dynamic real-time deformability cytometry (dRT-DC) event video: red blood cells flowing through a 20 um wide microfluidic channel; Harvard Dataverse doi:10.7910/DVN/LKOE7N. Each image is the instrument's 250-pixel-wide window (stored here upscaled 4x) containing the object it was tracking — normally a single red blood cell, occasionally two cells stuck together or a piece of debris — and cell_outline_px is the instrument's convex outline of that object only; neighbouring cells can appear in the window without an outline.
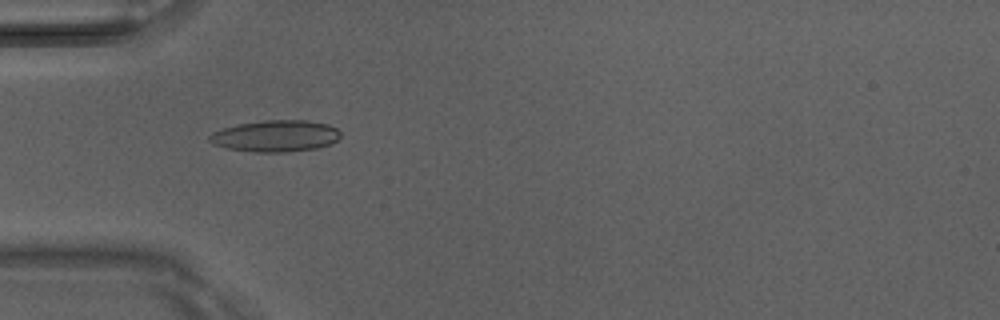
{"species": "Egyptian fruit bat (a non-hibernating species)", "species_latin": "Rousettus aegyptiacus", "temperature_condition": "room temperature", "stored_images_in_passage": 50, "camera_frame_rate_fps": 3000, "um_per_image_px": 0.085, "animal": {"sex": "male"}, "frame": {"image": 1, "passage_image": 16, "time_ms": 5.0, "image_size_px": [1000, 320], "cell_outline_px": [[340, 136], [332, 144], [316, 148], [284, 152], [252, 152], [228, 148], [212, 144], [208, 140], [208, 136], [212, 132], [224, 128], [240, 124], [264, 120], [304, 120], [328, 124], [336, 128], [340, 132]], "centroid_in_image_um": [23.42, 11.56], "position_along_channel_um": 61.6, "area_um2": 24.04}}
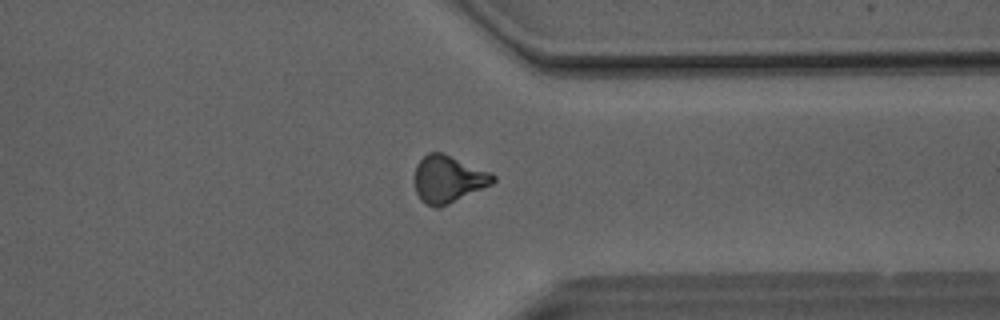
{"frame": {"image": 2, "passage_image": 39, "time_ms": 12.667, "image_size_px": [1000, 320], "cell_outline_px": [[496, 180], [492, 184], [440, 208], [436, 208], [424, 204], [420, 200], [416, 192], [416, 164], [428, 152], [440, 152], [492, 172], [496, 176]], "centroid_in_image_um": [38.11, 15.24], "position_along_channel_um": 373.3, "area_um2": 21.5}}
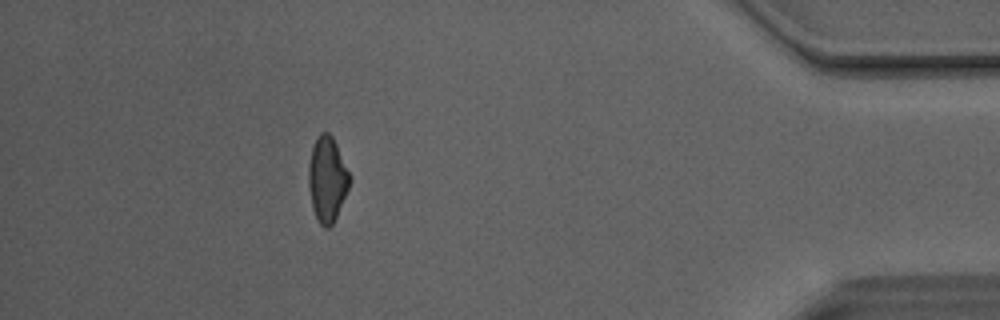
{"frame": {"image": 3, "passage_image": 45, "time_ms": 14.667, "image_size_px": [1000, 320], "cell_outline_px": [[352, 180], [336, 216], [332, 224], [328, 228], [324, 228], [316, 220], [312, 208], [308, 184], [308, 164], [312, 148], [316, 136], [320, 132], [328, 132], [332, 136], [352, 176]], "centroid_in_image_um": [27.81, 15.22], "position_along_channel_um": 407.4, "area_um2": 20.63}, "authors_computed_cell_mechanics": {"area_um2": 21.2993, "velocity_mm_per_s": 4.1323, "shape_relaxation_time_tau1_ms": 6.3734, "shape_relaxation_time_tau2_ms": 3.058, "deformation_change_tau1": 0.1564, "deformation_change_tau2": 0.1125}}